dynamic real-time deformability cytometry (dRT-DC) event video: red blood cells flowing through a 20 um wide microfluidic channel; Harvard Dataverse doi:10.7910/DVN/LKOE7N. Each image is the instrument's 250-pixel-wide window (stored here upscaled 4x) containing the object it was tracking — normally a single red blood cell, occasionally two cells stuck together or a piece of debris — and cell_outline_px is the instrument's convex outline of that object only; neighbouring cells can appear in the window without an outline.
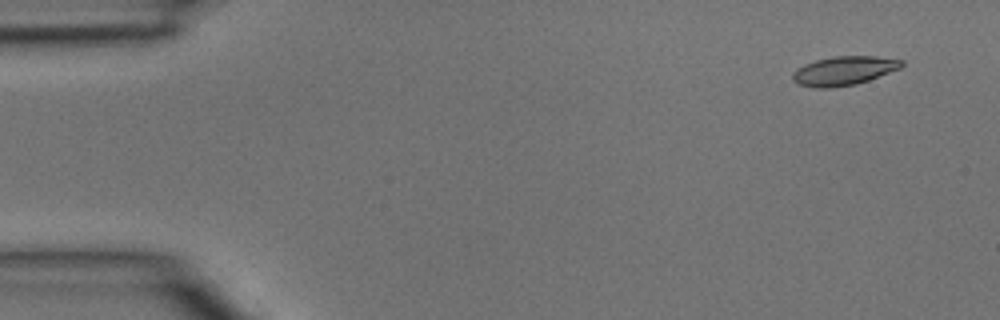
{"species": "common noctule bat (a hibernating species)", "species_latin": "Nyctalus noctula", "temperature_condition": "room temperature", "stored_images_in_passage": 4, "camera_frame_rate_fps": 3000, "um_per_image_px": 0.085, "animal": {"sex": "male", "body_mass_g": 15.6}, "frame": {"image": 1, "passage_image": 1, "time_ms": 0.0, "image_size_px": [1000, 320], "cell_outline_px": [[904, 64], [900, 68], [868, 80], [856, 84], [832, 88], [816, 88], [800, 84], [792, 80], [792, 72], [796, 68], [804, 64], [816, 60], [832, 56], [876, 56], [904, 60]], "centroid_in_image_um": [71.71, 6.01], "position_along_channel_um": 13.3, "area_um2": 18.44}}
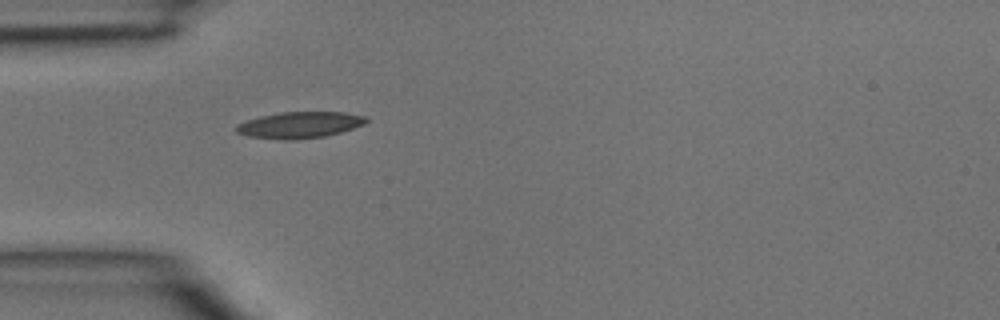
{"frame": {"image": 2, "passage_image": 3, "time_ms": 0.667, "image_size_px": [1000, 320], "cell_outline_px": [[368, 120], [364, 124], [340, 132], [324, 136], [292, 140], [284, 140], [248, 136], [236, 132], [236, 124], [260, 116], [280, 112], [344, 112], [368, 116]], "centroid_in_image_um": [25.47, 10.61], "position_along_channel_um": 59.5, "area_um2": 19.88}}